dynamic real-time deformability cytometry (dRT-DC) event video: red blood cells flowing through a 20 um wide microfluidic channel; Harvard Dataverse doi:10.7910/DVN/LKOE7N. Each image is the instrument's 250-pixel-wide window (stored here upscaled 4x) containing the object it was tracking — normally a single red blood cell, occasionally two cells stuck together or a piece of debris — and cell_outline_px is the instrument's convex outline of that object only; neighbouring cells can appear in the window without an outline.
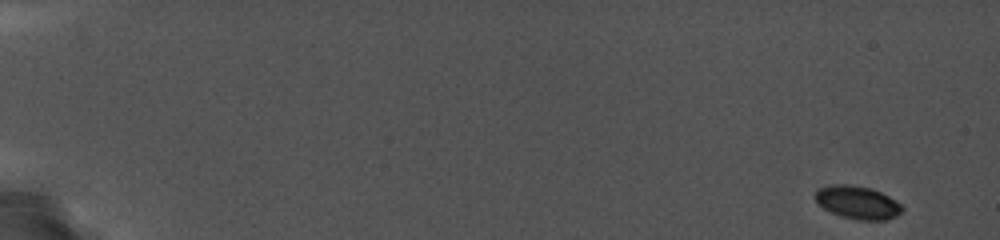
{"species": "common noctule bat (a hibernating species)", "species_latin": "Nyctalus noctula", "temperature_condition": "cold", "stored_images_in_passage": 82, "camera_frame_rate_fps": 5000, "um_per_image_px": 0.085, "animal": {"sex": "female", "body_mass_g": 19.0, "forearm_length_mm": 56.7}, "frame": {"image": 1, "passage_image": 1, "time_ms": 0.0, "image_size_px": [1000, 240], "cell_outline_px": [[904, 208], [896, 216], [884, 220], [860, 220], [840, 216], [824, 208], [816, 200], [816, 192], [820, 188], [828, 184], [848, 184], [872, 188], [896, 200]], "centroid_in_image_um": [72.9, 17.2], "position_along_channel_um": 12.1, "area_um2": 16.59}}
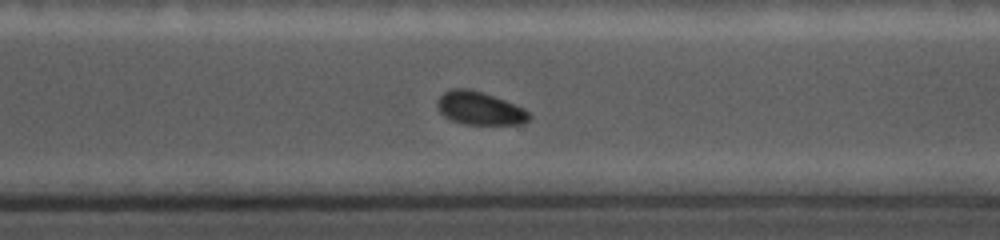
{"frame": {"image": 2, "passage_image": 69, "time_ms": 13.6, "image_size_px": [1000, 240], "cell_outline_px": [[532, 116], [524, 124], [464, 124], [452, 120], [444, 116], [440, 112], [436, 104], [436, 100], [444, 92], [452, 88], [472, 88], [484, 92], [524, 108]], "centroid_in_image_um": [40.76, 9.19], "position_along_channel_um": 329.8, "area_um2": 17.86}}
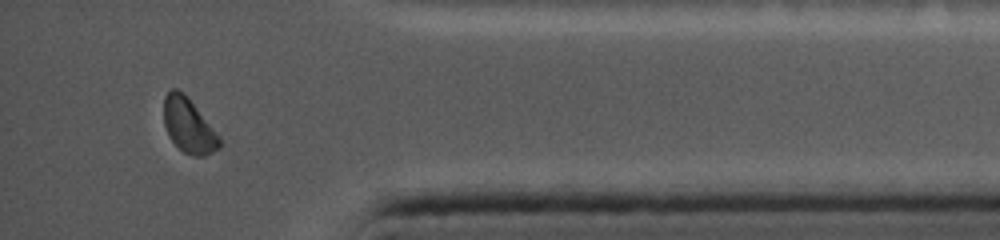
{"frame": {"image": 3, "passage_image": 82, "time_ms": 16.2, "image_size_px": [1000, 240], "cell_outline_px": [[220, 148], [204, 156], [196, 156], [184, 152], [168, 136], [164, 124], [164, 96], [172, 88], [176, 88], [184, 92], [188, 96], [220, 136]], "centroid_in_image_um": [16.03, 10.64], "position_along_channel_um": 419.2, "area_um2": 17.74}}